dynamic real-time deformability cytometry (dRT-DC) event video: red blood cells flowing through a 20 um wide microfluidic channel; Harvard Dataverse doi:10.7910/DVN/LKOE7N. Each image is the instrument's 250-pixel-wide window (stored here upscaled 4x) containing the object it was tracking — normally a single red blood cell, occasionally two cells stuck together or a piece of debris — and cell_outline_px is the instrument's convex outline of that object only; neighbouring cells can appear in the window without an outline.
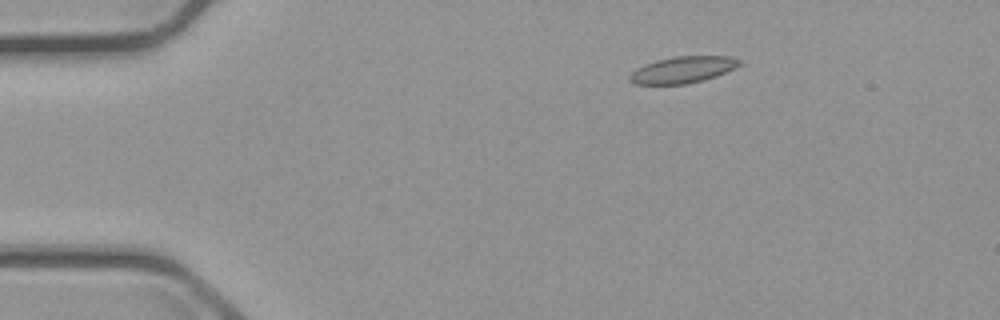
{"species": "common noctule bat (a hibernating species)", "species_latin": "Nyctalus noctula", "temperature_condition": "cold", "stored_images_in_passage": 7, "camera_frame_rate_fps": 3000, "um_per_image_px": 0.085, "animal": {"sex": "male", "body_mass_g": 23.1, "forearm_length_mm": 52.7}, "frame": {"image": 1, "passage_image": 3, "time_ms": 2.333, "image_size_px": [1000, 320], "cell_outline_px": [[744, 60], [740, 64], [716, 76], [684, 84], [636, 84], [628, 80], [628, 76], [636, 68], [644, 64], [656, 60], [676, 56], [732, 56]], "centroid_in_image_um": [58.01, 5.91], "position_along_channel_um": 27.0, "area_um2": 16.88}}
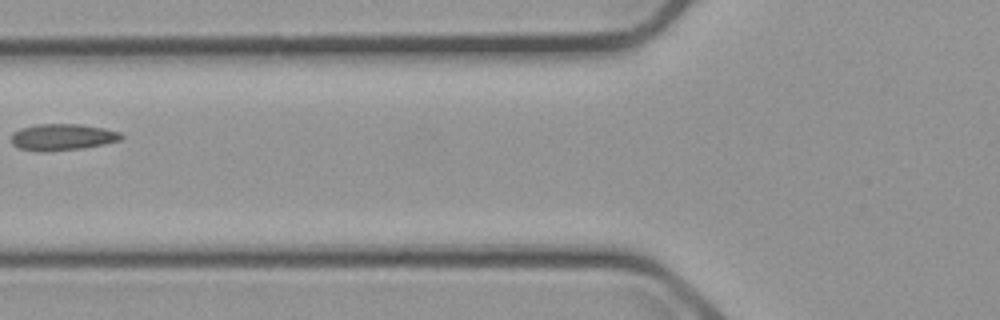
{"frame": {"image": 2, "passage_image": 6, "time_ms": 6.667, "image_size_px": [1000, 320], "cell_outline_px": [[124, 136], [120, 140], [104, 144], [84, 148], [44, 152], [36, 152], [16, 148], [12, 144], [12, 132], [20, 128], [36, 124], [80, 124], [104, 128], [120, 132]], "centroid_in_image_um": [5.27, 11.66], "position_along_channel_um": 120.5, "area_um2": 17.28}}
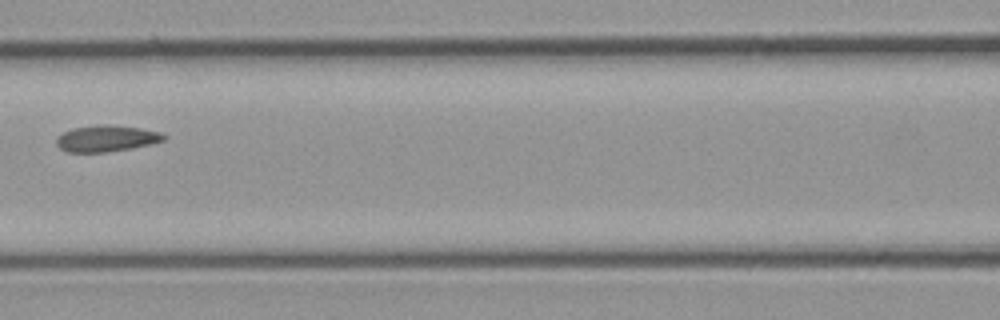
{"frame": {"image": 3, "passage_image": 7, "time_ms": 7.667, "image_size_px": [1000, 320], "cell_outline_px": [[168, 136], [164, 140], [152, 144], [132, 148], [104, 152], [64, 152], [56, 144], [56, 136], [72, 128], [100, 124], [108, 124], [140, 128], [160, 132]], "centroid_in_image_um": [9.03, 11.76], "position_along_channel_um": 157.6, "area_um2": 16.65}}